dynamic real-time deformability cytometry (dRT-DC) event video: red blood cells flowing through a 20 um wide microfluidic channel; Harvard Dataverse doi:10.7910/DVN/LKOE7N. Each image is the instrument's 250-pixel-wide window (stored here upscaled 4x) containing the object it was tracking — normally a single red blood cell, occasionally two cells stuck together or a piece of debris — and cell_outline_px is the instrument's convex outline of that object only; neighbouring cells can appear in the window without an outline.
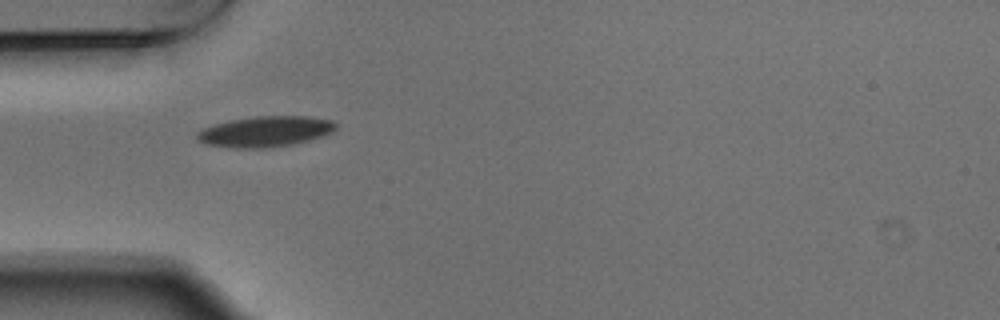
{"species": "Egyptian fruit bat (a non-hibernating species)", "species_latin": "Rousettus aegyptiacus", "temperature_condition": "warm", "stored_images_in_passage": 2, "camera_frame_rate_fps": 3000, "um_per_image_px": 0.085, "animal": {"sex": "male"}, "frame": {"image": 1, "passage_image": 1, "time_ms": 0.0, "image_size_px": [1000, 320], "cell_outline_px": [[336, 128], [332, 132], [308, 140], [292, 144], [264, 148], [236, 148], [208, 144], [200, 140], [196, 136], [196, 132], [200, 128], [232, 120], [256, 116], [304, 116], [332, 120], [336, 124]], "centroid_in_image_um": [22.54, 11.17], "position_along_channel_um": 62.5, "area_um2": 24.45}}
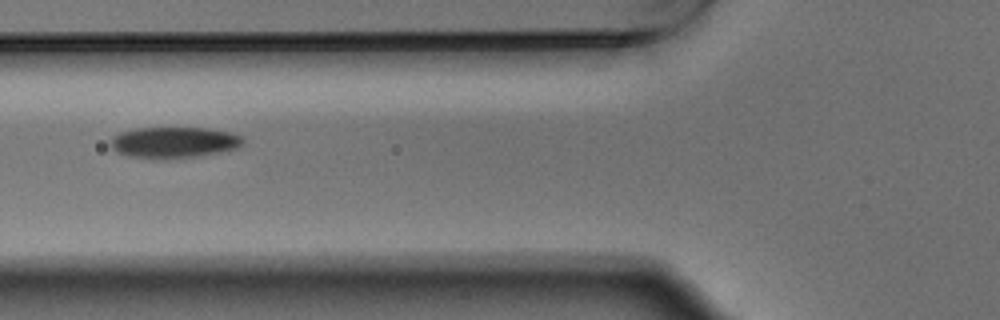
{"frame": {"image": 2, "passage_image": 2, "time_ms": 0.333, "image_size_px": [1000, 320], "cell_outline_px": [[244, 144], [236, 148], [220, 152], [200, 156], [164, 160], [160, 160], [128, 156], [116, 152], [112, 148], [108, 140], [112, 136], [120, 132], [136, 128], [204, 128], [232, 132], [244, 136]], "centroid_in_image_um": [14.77, 12.12], "position_along_channel_um": 111.0, "area_um2": 24.57}}